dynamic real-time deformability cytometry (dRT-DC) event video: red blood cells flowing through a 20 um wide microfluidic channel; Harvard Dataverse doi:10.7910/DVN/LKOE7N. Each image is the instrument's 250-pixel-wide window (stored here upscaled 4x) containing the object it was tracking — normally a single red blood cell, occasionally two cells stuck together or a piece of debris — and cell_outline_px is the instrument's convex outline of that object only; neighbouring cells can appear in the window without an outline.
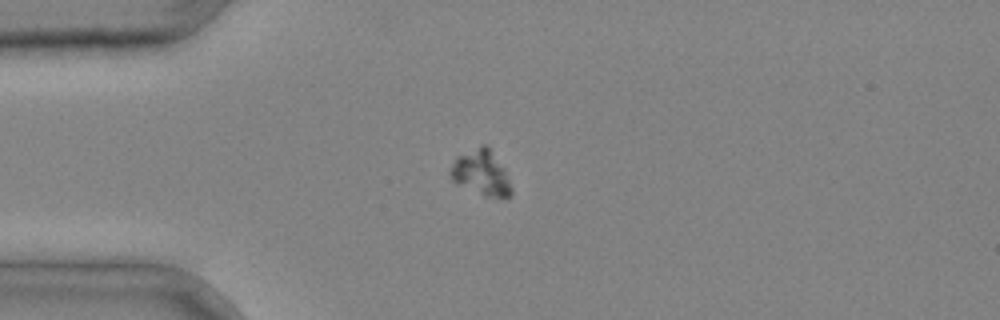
{"species": "common noctule bat (a hibernating species)", "species_latin": "Nyctalus noctula", "temperature_condition": "cold", "stored_images_in_passage": 1, "camera_frame_rate_fps": 3000, "um_per_image_px": 0.085, "animal": {"sex": "male", "body_mass_g": 20.4}, "frame": {"image": 1, "passage_image": 1, "time_ms": 0.0, "image_size_px": [1000, 320], "cell_outline_px": [[512, 196], [484, 196], [456, 184], [448, 176], [448, 172], [456, 156], [480, 144], [484, 144], [488, 148], [504, 168], [512, 188]], "centroid_in_image_um": [40.84, 14.69], "position_along_channel_um": 44.2, "area_um2": 16.07}}